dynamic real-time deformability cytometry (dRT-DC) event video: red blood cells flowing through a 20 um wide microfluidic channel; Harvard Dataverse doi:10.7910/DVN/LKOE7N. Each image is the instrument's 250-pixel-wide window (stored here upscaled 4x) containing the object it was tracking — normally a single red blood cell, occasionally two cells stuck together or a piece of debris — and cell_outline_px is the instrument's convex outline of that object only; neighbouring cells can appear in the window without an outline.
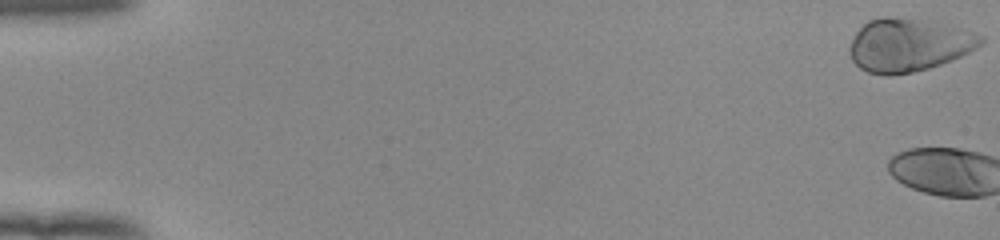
{"species": "human", "species_latin": "Homo sapiens", "temperature_condition": "room temperature", "stored_images_in_passage": 3, "camera_frame_rate_fps": 3000, "um_per_image_px": 0.085, "donor": {"sex": "female"}, "frame": {"image": 1, "passage_image": 1, "time_ms": 0.0, "image_size_px": [1000, 240], "cell_outline_px": [[984, 44], [952, 60], [928, 68], [912, 72], [892, 76], [884, 76], [868, 72], [860, 68], [852, 60], [848, 52], [848, 48], [856, 32], [868, 20], [884, 16], [892, 16], [932, 20], [960, 28], [984, 36]], "centroid_in_image_um": [77.22, 3.81], "position_along_channel_um": 7.8, "area_um2": 41.04}}